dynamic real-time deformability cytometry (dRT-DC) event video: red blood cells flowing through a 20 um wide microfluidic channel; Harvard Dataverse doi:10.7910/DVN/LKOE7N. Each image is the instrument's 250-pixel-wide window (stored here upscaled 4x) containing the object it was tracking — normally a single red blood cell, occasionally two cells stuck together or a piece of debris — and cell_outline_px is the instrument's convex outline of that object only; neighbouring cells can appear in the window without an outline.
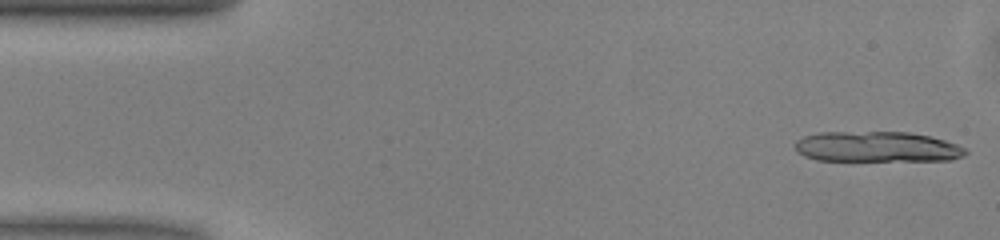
{"species": "common noctule bat (a hibernating species)", "species_latin": "Nyctalus noctula", "temperature_condition": "warm", "stored_images_in_passage": 11, "camera_frame_rate_fps": 3000, "um_per_image_px": 0.085, "animal": {"sex": "male", "body_mass_g": 13.0, "forearm_length_mm": 53.1}, "frame": {"image": 1, "passage_image": 1, "time_ms": 0.0, "image_size_px": [1000, 240], "cell_outline_px": [[968, 152], [964, 156], [952, 160], [816, 160], [804, 156], [796, 152], [792, 144], [796, 140], [804, 136], [820, 132], [908, 132], [928, 136], [944, 140], [956, 144], [964, 148]], "centroid_in_image_um": [74.49, 12.48], "position_along_channel_um": 10.5, "area_um2": 30.35}}